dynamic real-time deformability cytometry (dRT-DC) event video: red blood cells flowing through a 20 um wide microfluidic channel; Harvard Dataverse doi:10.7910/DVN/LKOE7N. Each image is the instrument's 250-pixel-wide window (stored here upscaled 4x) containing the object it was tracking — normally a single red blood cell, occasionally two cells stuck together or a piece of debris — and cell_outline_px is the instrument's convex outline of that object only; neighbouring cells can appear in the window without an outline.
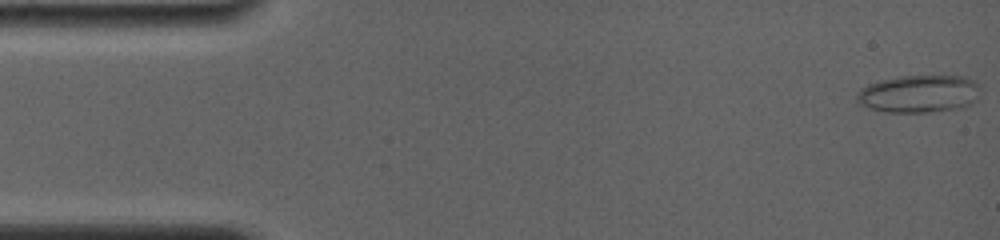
{"species": "common noctule bat (a hibernating species)", "species_latin": "Nyctalus noctula", "temperature_condition": "room temperature", "stored_images_in_passage": 19, "camera_frame_rate_fps": 4000, "um_per_image_px": 0.085, "animal": {"sex": "female", "body_mass_g": 19.0, "forearm_length_mm": 56.7}, "frame": {"image": 1, "passage_image": 1, "time_ms": 0.0, "image_size_px": [1000, 240], "cell_outline_px": [[976, 100], [964, 108], [928, 112], [884, 112], [868, 108], [860, 104], [856, 100], [856, 92], [860, 88], [868, 84], [880, 80], [900, 76], [964, 76], [972, 80], [976, 84]], "centroid_in_image_um": [78.04, 7.98], "position_along_channel_um": 7.0, "area_um2": 27.05}}
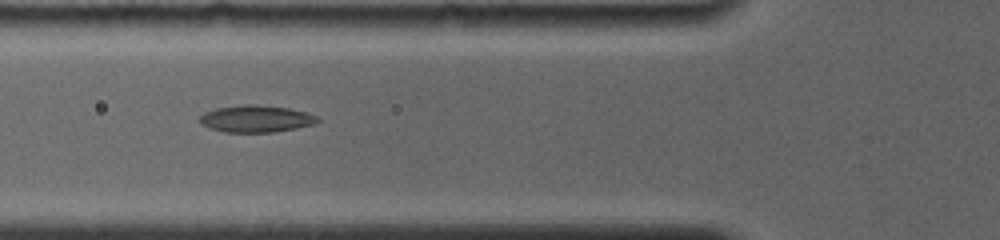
{"frame": {"image": 2, "passage_image": 14, "time_ms": 5.75, "image_size_px": [1000, 240], "cell_outline_px": [[320, 120], [312, 124], [296, 128], [272, 132], [224, 132], [200, 124], [196, 120], [204, 112], [216, 108], [244, 104], [256, 104], [288, 108], [304, 112], [316, 116]], "centroid_in_image_um": [21.69, 10.09], "position_along_channel_um": 104.1, "area_um2": 18.44}}
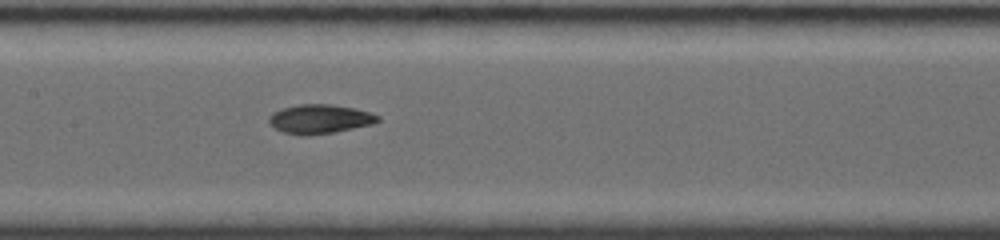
{"frame": {"image": 3, "passage_image": 19, "time_ms": 7.75, "image_size_px": [1000, 240], "cell_outline_px": [[380, 120], [376, 124], [336, 132], [308, 136], [304, 136], [284, 132], [276, 128], [268, 120], [268, 116], [272, 112], [280, 108], [300, 104], [332, 104], [356, 108], [380, 116]], "centroid_in_image_um": [27.21, 10.11], "position_along_channel_um": 180.2, "area_um2": 18.79}}